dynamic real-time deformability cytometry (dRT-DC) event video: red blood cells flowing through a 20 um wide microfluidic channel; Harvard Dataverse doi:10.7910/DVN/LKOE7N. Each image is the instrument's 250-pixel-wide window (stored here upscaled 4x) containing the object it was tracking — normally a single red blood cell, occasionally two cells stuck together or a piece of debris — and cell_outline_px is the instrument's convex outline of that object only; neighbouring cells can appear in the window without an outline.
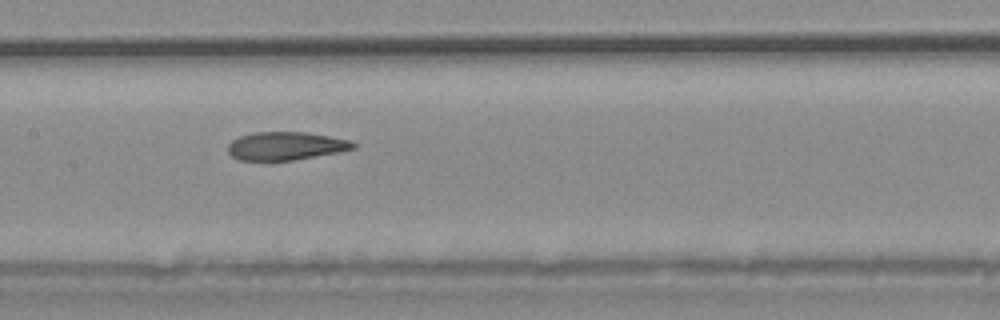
{"species": "common noctule bat (a hibernating species)", "species_latin": "Nyctalus noctula", "temperature_condition": "warm", "stored_images_in_passage": 22, "camera_frame_rate_fps": 3000, "um_per_image_px": 0.085, "animal": {"sex": "male", "body_mass_g": 20.4}, "frame": {"image": 1, "passage_image": 7, "time_ms": 2.0, "image_size_px": [1000, 320], "cell_outline_px": [[356, 148], [340, 152], [292, 160], [240, 160], [232, 156], [228, 152], [228, 144], [232, 140], [240, 136], [256, 132], [308, 132], [352, 140], [356, 144]], "centroid_in_image_um": [24.33, 12.4], "position_along_channel_um": 183.1, "area_um2": 20.63}}
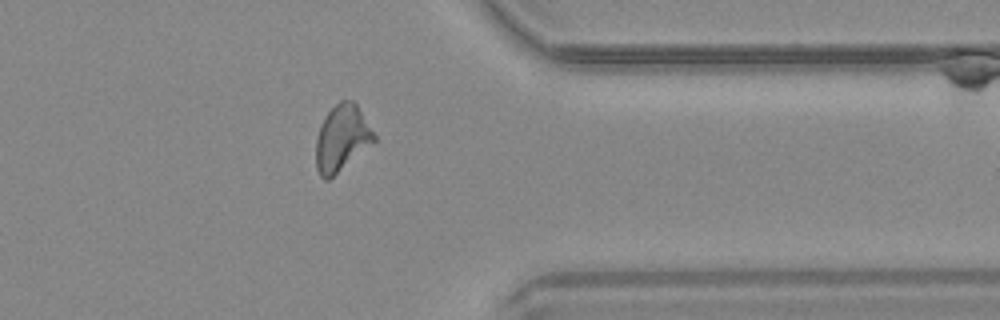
{"frame": {"image": 2, "passage_image": 19, "time_ms": 6.0, "image_size_px": [1000, 320], "cell_outline_px": [[376, 140], [328, 180], [324, 180], [320, 176], [316, 168], [316, 140], [320, 124], [324, 116], [340, 100], [352, 100], [356, 104], [376, 136]], "centroid_in_image_um": [29.03, 11.74], "position_along_channel_um": 382.4, "area_um2": 22.08}}